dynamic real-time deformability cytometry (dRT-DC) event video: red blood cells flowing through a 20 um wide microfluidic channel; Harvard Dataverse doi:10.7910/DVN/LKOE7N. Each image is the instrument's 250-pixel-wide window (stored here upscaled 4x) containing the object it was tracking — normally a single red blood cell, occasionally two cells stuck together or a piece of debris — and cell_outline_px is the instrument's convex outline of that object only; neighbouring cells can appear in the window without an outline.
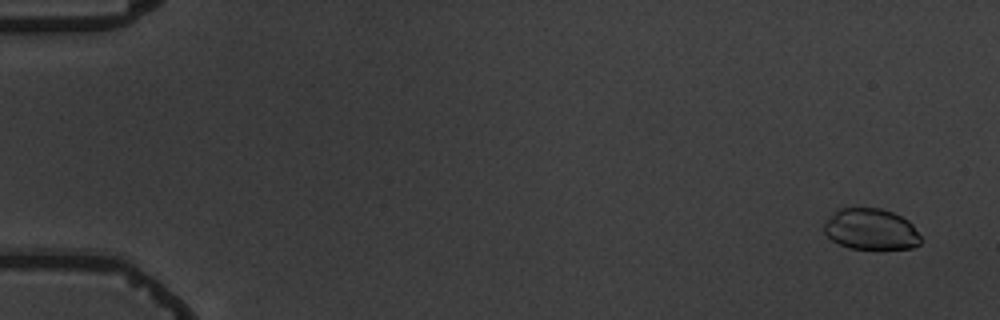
{"species": "common noctule bat (a hibernating species)", "species_latin": "Nyctalus noctula", "temperature_condition": "warm", "stored_images_in_passage": 6, "camera_frame_rate_fps": 3000, "um_per_image_px": 0.085, "animal": {"sex": "male", "body_mass_g": 19.5, "forearm_length_mm": 54.6}, "frame": {"image": 1, "passage_image": 1, "time_ms": 0.0, "image_size_px": [1000, 320], "cell_outline_px": [[920, 244], [912, 248], [848, 248], [832, 240], [824, 232], [824, 220], [840, 208], [880, 208], [892, 212], [908, 220], [912, 224], [920, 236]], "centroid_in_image_um": [74.01, 19.47], "position_along_channel_um": 11.0, "area_um2": 23.0}}